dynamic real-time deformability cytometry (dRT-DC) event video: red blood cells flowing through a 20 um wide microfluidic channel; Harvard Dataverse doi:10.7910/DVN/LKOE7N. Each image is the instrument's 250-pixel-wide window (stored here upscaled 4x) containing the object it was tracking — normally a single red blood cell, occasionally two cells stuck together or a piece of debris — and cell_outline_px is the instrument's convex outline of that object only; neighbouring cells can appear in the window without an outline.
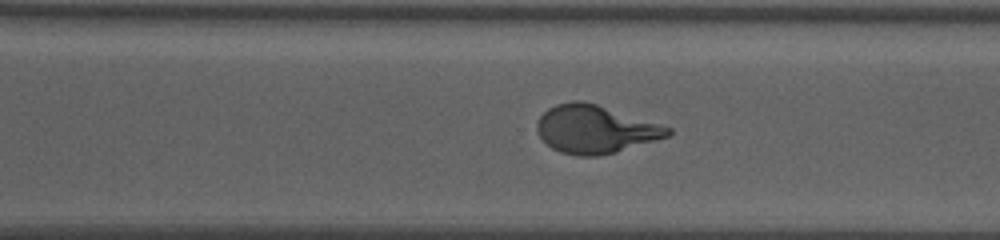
{"species": "human", "species_latin": "Homo sapiens", "temperature_condition": "warm", "stored_images_in_passage": 16, "segment_of_instrument_passage": [2, 2], "camera_frame_rate_fps": 3000, "um_per_image_px": 0.085, "donor": {"sex": "female"}, "frame": {"image": 1, "passage_image": 12, "time_ms": 3.667, "image_size_px": [1000, 240], "cell_outline_px": [[672, 132], [668, 136], [616, 152], [596, 156], [580, 156], [560, 152], [552, 148], [540, 136], [536, 128], [536, 124], [540, 116], [548, 108], [556, 104], [572, 100], [580, 100], [596, 104], [672, 128]], "centroid_in_image_um": [50.56, 10.98], "position_along_channel_um": 320.0, "area_um2": 36.18}}